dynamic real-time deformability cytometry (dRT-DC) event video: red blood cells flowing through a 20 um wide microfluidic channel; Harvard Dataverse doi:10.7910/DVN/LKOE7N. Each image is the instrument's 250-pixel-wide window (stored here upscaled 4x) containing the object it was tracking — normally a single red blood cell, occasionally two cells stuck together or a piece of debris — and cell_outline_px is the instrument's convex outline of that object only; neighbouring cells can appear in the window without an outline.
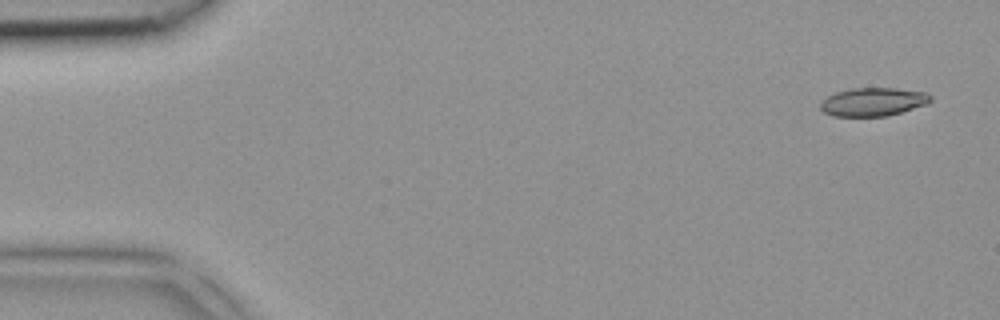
{"species": "common noctule bat (a hibernating species)", "species_latin": "Nyctalus noctula", "temperature_condition": "room temperature", "stored_images_in_passage": 4, "camera_frame_rate_fps": 3000, "um_per_image_px": 0.085, "animal": {"sex": "female", "body_mass_g": 18.4}, "frame": {"image": 1, "passage_image": 1, "time_ms": 0.0, "image_size_px": [1000, 320], "cell_outline_px": [[932, 100], [928, 104], [888, 116], [832, 116], [824, 112], [820, 108], [820, 100], [836, 92], [852, 88], [896, 88], [924, 92], [932, 96]], "centroid_in_image_um": [74.21, 8.66], "position_along_channel_um": 10.8, "area_um2": 18.32}}
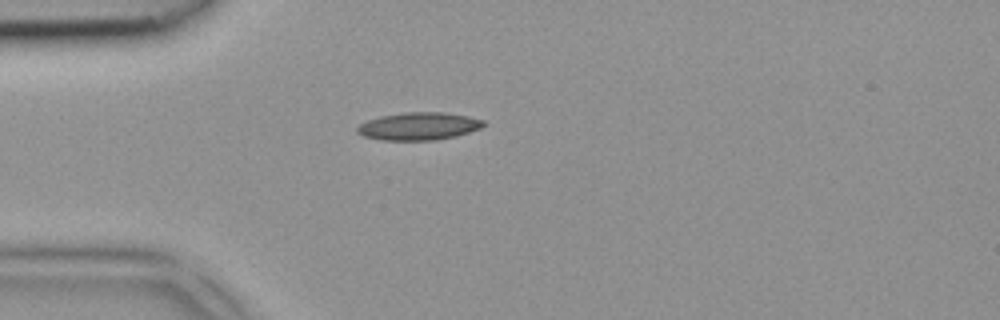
{"frame": {"image": 2, "passage_image": 4, "time_ms": 1.0, "image_size_px": [1000, 320], "cell_outline_px": [[488, 124], [480, 128], [456, 136], [436, 140], [380, 140], [364, 136], [356, 132], [356, 128], [360, 124], [368, 120], [380, 116], [404, 112], [444, 112], [468, 116], [484, 120]], "centroid_in_image_um": [35.6, 10.72], "position_along_channel_um": 49.4, "area_um2": 20.46}}